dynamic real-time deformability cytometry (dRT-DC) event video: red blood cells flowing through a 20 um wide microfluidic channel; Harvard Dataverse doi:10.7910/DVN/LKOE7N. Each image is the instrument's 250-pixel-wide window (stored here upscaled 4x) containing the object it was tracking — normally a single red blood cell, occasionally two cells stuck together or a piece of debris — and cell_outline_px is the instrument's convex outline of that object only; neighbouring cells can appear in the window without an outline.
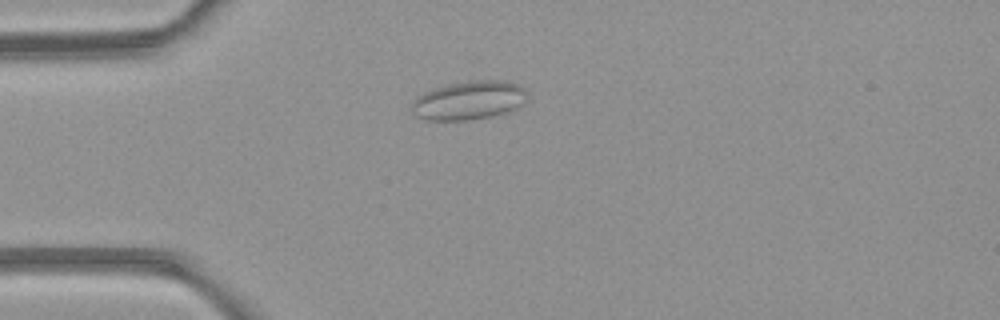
{"species": "common noctule bat (a hibernating species)", "species_latin": "Nyctalus noctula", "temperature_condition": "room temperature", "stored_images_in_passage": 2, "camera_frame_rate_fps": 3000, "um_per_image_px": 0.085, "animal": {"sex": "female", "body_mass_g": 21.9}, "frame": {"image": 1, "passage_image": 1, "time_ms": 0.0, "image_size_px": [1000, 320], "cell_outline_px": [[528, 96], [516, 108], [508, 112], [492, 116], [464, 120], [428, 120], [416, 116], [412, 112], [412, 100], [416, 96], [432, 88], [448, 84], [472, 80], [500, 80], [520, 84], [524, 88]], "centroid_in_image_um": [39.84, 8.52], "position_along_channel_um": 45.2, "area_um2": 26.18}}